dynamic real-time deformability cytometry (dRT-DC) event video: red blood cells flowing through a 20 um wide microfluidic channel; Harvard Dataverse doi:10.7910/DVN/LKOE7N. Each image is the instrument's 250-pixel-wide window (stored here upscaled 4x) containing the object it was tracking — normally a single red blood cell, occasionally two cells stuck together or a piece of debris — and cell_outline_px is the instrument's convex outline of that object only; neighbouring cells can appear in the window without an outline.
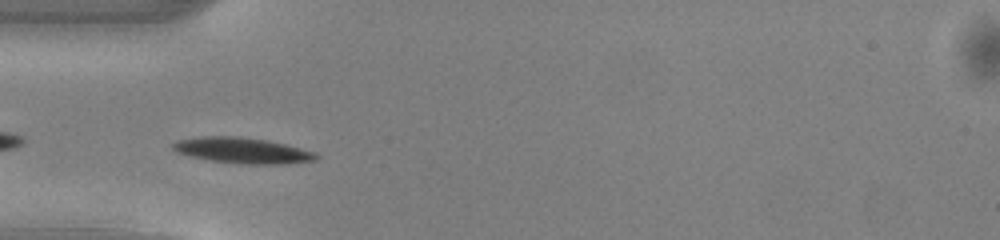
{"species": "common noctule bat (a hibernating species)", "species_latin": "Nyctalus noctula", "temperature_condition": "warm", "stored_images_in_passage": 29, "camera_frame_rate_fps": 3000, "um_per_image_px": 0.085, "animal": {"sex": "male", "body_mass_g": 13.0, "forearm_length_mm": 53.1}, "frame": {"image": 1, "passage_image": 2, "time_ms": 0.333, "image_size_px": [1000, 240], "cell_outline_px": [[320, 156], [316, 160], [288, 164], [240, 164], [212, 160], [192, 156], [176, 152], [172, 148], [172, 144], [176, 140], [200, 136], [240, 136], [268, 140], [316, 152]], "centroid_in_image_um": [20.63, 12.78], "position_along_channel_um": 64.4, "area_um2": 21.62}}
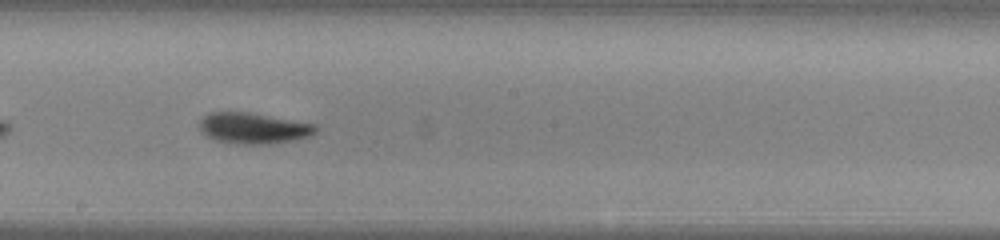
{"frame": {"image": 2, "passage_image": 14, "time_ms": 4.333, "image_size_px": [1000, 240], "cell_outline_px": [[316, 132], [308, 136], [296, 140], [272, 144], [236, 144], [216, 140], [208, 136], [200, 128], [200, 120], [208, 112], [248, 112], [316, 124]], "centroid_in_image_um": [21.55, 10.9], "position_along_channel_um": 226.6, "area_um2": 20.87}}
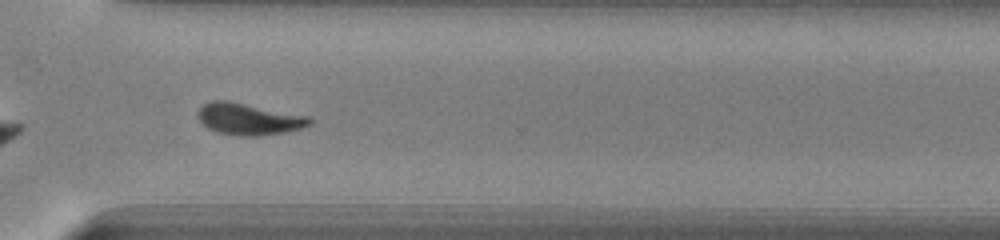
{"frame": {"image": 3, "passage_image": 23, "time_ms": 7.333, "image_size_px": [1000, 240], "cell_outline_px": [[312, 124], [300, 128], [284, 132], [260, 136], [236, 136], [216, 132], [208, 128], [200, 120], [200, 108], [204, 104], [212, 100], [228, 100], [308, 116], [312, 120]], "centroid_in_image_um": [21.16, 10.12], "position_along_channel_um": 349.4, "area_um2": 20.46}, "authors_computed_cell_mechanics": {"area_um2": 20.4612, "velocity_mm_per_s": 4.0861, "shape_relaxation_time_tau1_ms": 2.1235, "shape_relaxation_time_tau2_ms": 3.5129, "deformation_change_tau1": 0.1282, "deformation_change_tau2": 0.1029}}